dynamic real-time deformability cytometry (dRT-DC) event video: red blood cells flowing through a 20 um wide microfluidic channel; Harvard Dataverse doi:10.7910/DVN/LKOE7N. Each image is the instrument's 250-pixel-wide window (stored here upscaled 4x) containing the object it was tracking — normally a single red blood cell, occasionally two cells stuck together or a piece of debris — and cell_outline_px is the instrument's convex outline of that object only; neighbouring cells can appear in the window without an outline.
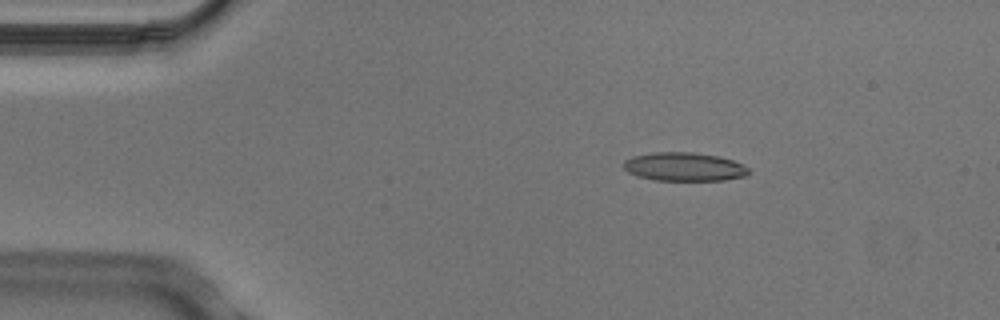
{"species": "Egyptian fruit bat (a non-hibernating species)", "species_latin": "Rousettus aegyptiacus", "temperature_condition": "cold", "stored_images_in_passage": 4, "camera_frame_rate_fps": 3000, "um_per_image_px": 0.085, "animal": {"sex": "male"}, "frame": {"image": 1, "passage_image": 2, "time_ms": 0.333, "image_size_px": [1000, 320], "cell_outline_px": [[752, 172], [748, 176], [724, 180], [656, 180], [636, 176], [628, 172], [624, 168], [624, 160], [632, 156], [652, 152], [692, 152], [720, 156], [744, 164]], "centroid_in_image_um": [58.19, 14.17], "position_along_channel_um": 26.8, "area_um2": 21.1}}